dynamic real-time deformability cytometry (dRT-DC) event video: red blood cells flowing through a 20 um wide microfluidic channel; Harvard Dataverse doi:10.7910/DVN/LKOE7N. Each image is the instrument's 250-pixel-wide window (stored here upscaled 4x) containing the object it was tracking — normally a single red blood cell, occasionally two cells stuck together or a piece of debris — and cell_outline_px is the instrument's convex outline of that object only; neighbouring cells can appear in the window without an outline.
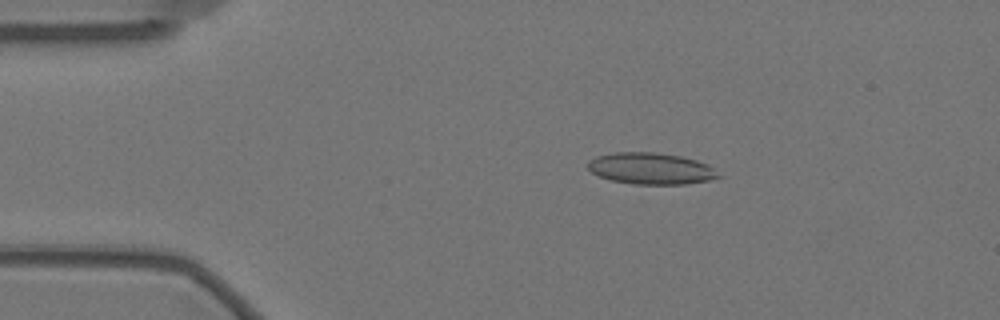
{"species": "Egyptian fruit bat (a non-hibernating species)", "species_latin": "Rousettus aegyptiacus", "temperature_condition": "warm", "stored_images_in_passage": 57, "camera_frame_rate_fps": 3000, "um_per_image_px": 0.085, "animal": {"sex": "female"}, "frame": {"image": 1, "passage_image": 10, "time_ms": 3.0, "image_size_px": [1000, 320], "cell_outline_px": [[724, 176], [708, 180], [684, 184], [632, 184], [612, 180], [600, 176], [592, 172], [588, 168], [588, 160], [596, 156], [616, 152], [652, 152], [680, 156], [696, 160], [708, 164]], "centroid_in_image_um": [55.35, 14.32], "position_along_channel_um": 29.7, "area_um2": 23.93}}
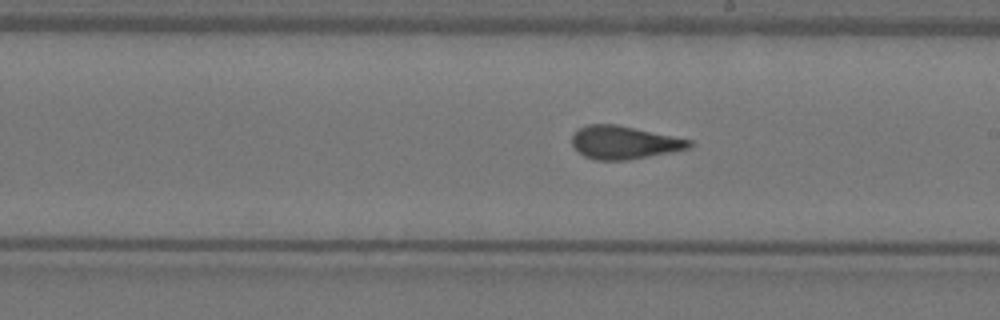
{"frame": {"image": 2, "passage_image": 32, "time_ms": 10.333, "image_size_px": [1000, 320], "cell_outline_px": [[692, 144], [688, 148], [672, 152], [628, 160], [596, 160], [584, 156], [576, 152], [572, 144], [572, 136], [580, 128], [588, 124], [616, 124], [692, 140]], "centroid_in_image_um": [53.02, 12.12], "position_along_channel_um": 236.0, "area_um2": 22.54}}
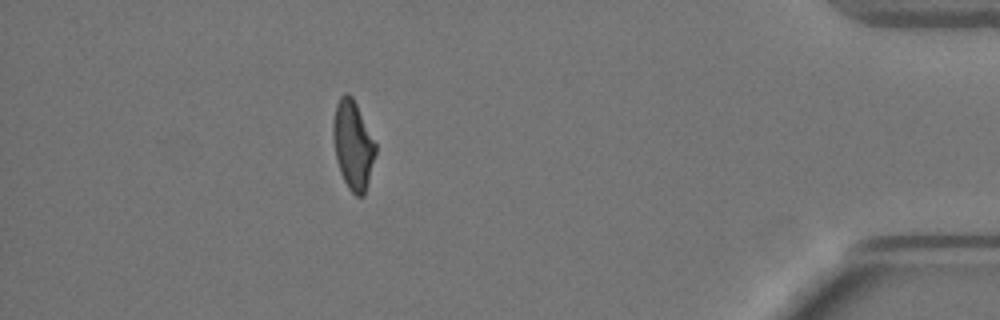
{"frame": {"image": 3, "passage_image": 51, "time_ms": 16.667, "image_size_px": [1000, 320], "cell_outline_px": [[376, 152], [364, 196], [356, 196], [348, 188], [340, 172], [336, 160], [332, 136], [332, 124], [336, 104], [340, 96], [352, 96], [376, 144]], "centroid_in_image_um": [29.98, 12.35], "position_along_channel_um": 405.2, "area_um2": 21.68}, "authors_computed_cell_mechanics": {"area_um2": 22.9466, "velocity_mm_per_s": 3.4798, "shape_relaxation_time_tau1_ms": null, "shape_relaxation_time_tau2_ms": 1.43, "deformation_change_tau1": null, "deformation_change_tau2": 0.0891}}